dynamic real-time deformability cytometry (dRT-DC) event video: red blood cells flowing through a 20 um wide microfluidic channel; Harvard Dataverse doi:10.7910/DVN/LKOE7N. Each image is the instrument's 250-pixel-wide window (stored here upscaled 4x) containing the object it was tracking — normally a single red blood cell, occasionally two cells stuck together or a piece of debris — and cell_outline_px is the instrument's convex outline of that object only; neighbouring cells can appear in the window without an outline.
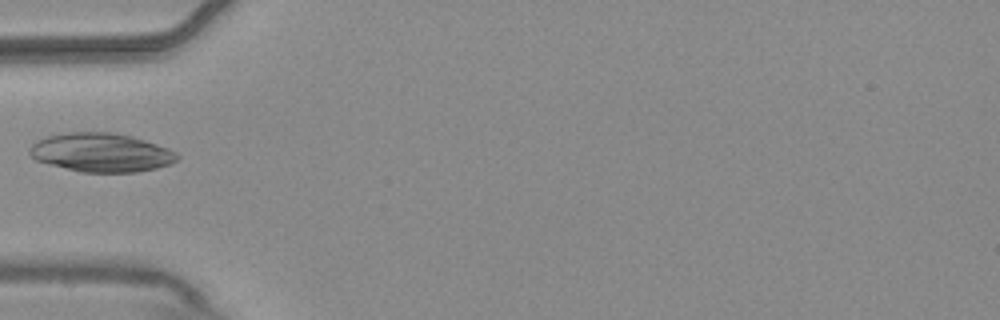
{"species": "common noctule bat (a hibernating species)", "species_latin": "Nyctalus noctula", "temperature_condition": "warm", "stored_images_in_passage": 23, "camera_frame_rate_fps": 3000, "um_per_image_px": 0.085, "animal": {"sex": "male", "body_mass_g": 20.4}, "frame": {"image": 1, "passage_image": 1, "time_ms": 0.0, "image_size_px": [1000, 320], "cell_outline_px": [[180, 156], [176, 160], [168, 164], [156, 168], [136, 172], [80, 172], [36, 160], [28, 152], [32, 144], [36, 140], [48, 136], [68, 132], [112, 132], [132, 136], [168, 148], [176, 152]], "centroid_in_image_um": [8.59, 12.96], "position_along_channel_um": 76.4, "area_um2": 33.18}}